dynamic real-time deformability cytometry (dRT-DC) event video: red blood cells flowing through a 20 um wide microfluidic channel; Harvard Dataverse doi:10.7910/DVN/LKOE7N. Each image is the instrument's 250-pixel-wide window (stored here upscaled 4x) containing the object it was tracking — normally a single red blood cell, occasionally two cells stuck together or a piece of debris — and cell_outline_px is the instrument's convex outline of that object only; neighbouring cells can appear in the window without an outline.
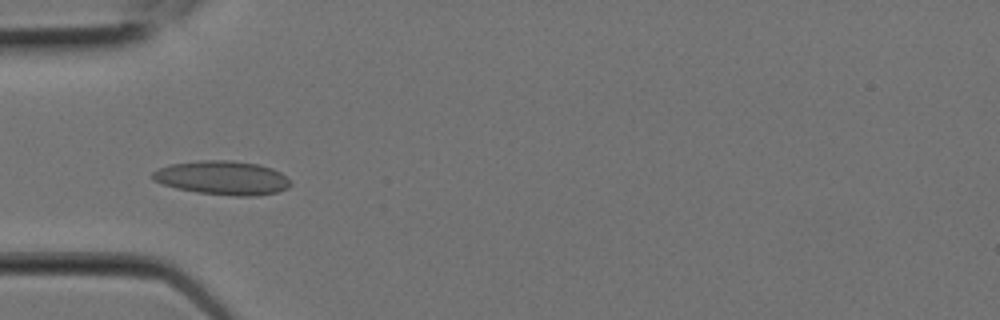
{"species": "Egyptian fruit bat (a non-hibernating species)", "species_latin": "Rousettus aegyptiacus", "temperature_condition": "room temperature", "stored_images_in_passage": 7, "camera_frame_rate_fps": 3000, "um_per_image_px": 0.085, "animal": {"sex": "female"}, "frame": {"image": 1, "passage_image": 5, "time_ms": 1.333, "image_size_px": [1000, 320], "cell_outline_px": [[292, 184], [288, 188], [276, 192], [256, 196], [236, 196], [200, 192], [176, 188], [152, 180], [152, 172], [160, 168], [172, 164], [200, 160], [232, 160], [260, 164], [272, 168], [280, 172]], "centroid_in_image_um": [18.93, 15.11], "position_along_channel_um": 66.1, "area_um2": 27.11}}
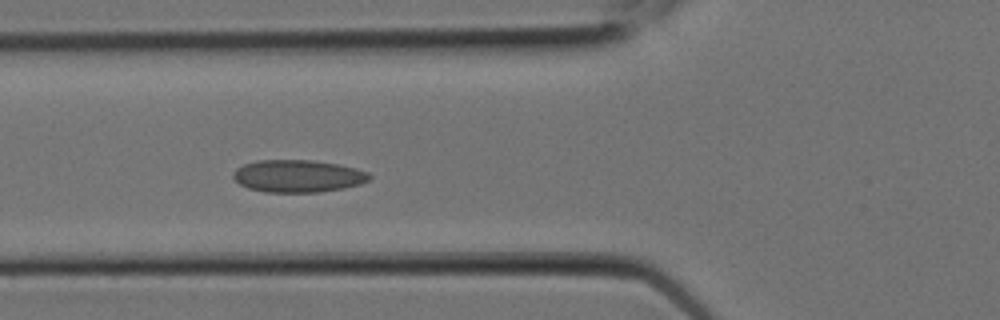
{"frame": {"image": 2, "passage_image": 6, "time_ms": 1.667, "image_size_px": [1000, 320], "cell_outline_px": [[372, 176], [368, 180], [360, 184], [344, 188], [320, 192], [264, 192], [248, 188], [240, 184], [232, 176], [232, 172], [236, 168], [244, 164], [256, 160], [312, 160], [336, 164], [356, 168], [368, 172]], "centroid_in_image_um": [25.31, 14.96], "position_along_channel_um": 100.5, "area_um2": 25.78}}
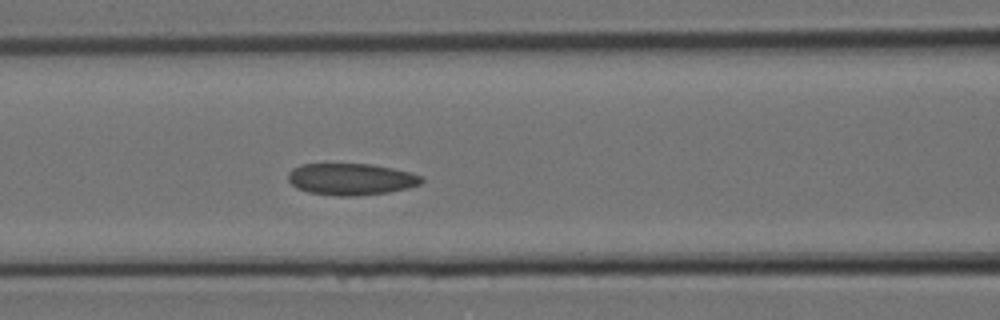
{"frame": {"image": 3, "passage_image": 7, "time_ms": 2.0, "image_size_px": [1000, 320], "cell_outline_px": [[424, 180], [420, 184], [408, 188], [388, 192], [356, 196], [336, 196], [308, 192], [296, 188], [288, 180], [288, 172], [292, 168], [300, 164], [372, 164], [392, 168], [424, 176]], "centroid_in_image_um": [29.83, 15.23], "position_along_channel_um": 136.8, "area_um2": 24.8}}